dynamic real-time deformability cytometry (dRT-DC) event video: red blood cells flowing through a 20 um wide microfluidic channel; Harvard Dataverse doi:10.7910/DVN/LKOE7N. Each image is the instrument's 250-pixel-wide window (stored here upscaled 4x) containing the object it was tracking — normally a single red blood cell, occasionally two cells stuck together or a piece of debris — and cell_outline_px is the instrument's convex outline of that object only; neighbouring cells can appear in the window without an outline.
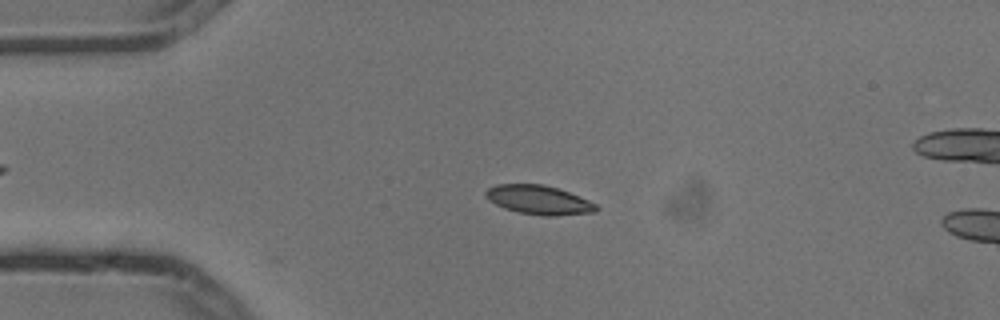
{"species": "common noctule bat (a hibernating species)", "species_latin": "Nyctalus noctula", "temperature_condition": "cold", "stored_images_in_passage": 2, "camera_frame_rate_fps": 3000, "um_per_image_px": 0.085, "animal": {"sex": "male", "body_mass_g": 13.3}, "frame": {"image": 1, "passage_image": 1, "time_ms": 0.0, "image_size_px": [1000, 320], "cell_outline_px": [[600, 208], [596, 212], [556, 216], [544, 216], [520, 212], [504, 208], [488, 200], [484, 196], [484, 192], [488, 188], [496, 184], [544, 184], [568, 192], [588, 200], [596, 204]], "centroid_in_image_um": [45.79, 16.99], "position_along_channel_um": 39.2, "area_um2": 18.73}}